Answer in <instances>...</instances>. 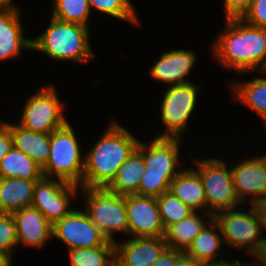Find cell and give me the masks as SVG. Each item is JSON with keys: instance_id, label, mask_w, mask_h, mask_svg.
I'll use <instances>...</instances> for the list:
<instances>
[{"instance_id": "1", "label": "cell", "mask_w": 266, "mask_h": 266, "mask_svg": "<svg viewBox=\"0 0 266 266\" xmlns=\"http://www.w3.org/2000/svg\"><path fill=\"white\" fill-rule=\"evenodd\" d=\"M221 67L239 74L266 71V28L255 27L241 18L225 19L224 28L211 44Z\"/></svg>"}, {"instance_id": "2", "label": "cell", "mask_w": 266, "mask_h": 266, "mask_svg": "<svg viewBox=\"0 0 266 266\" xmlns=\"http://www.w3.org/2000/svg\"><path fill=\"white\" fill-rule=\"evenodd\" d=\"M138 142L128 129L112 120L85 154L82 188H106L137 149Z\"/></svg>"}, {"instance_id": "3", "label": "cell", "mask_w": 266, "mask_h": 266, "mask_svg": "<svg viewBox=\"0 0 266 266\" xmlns=\"http://www.w3.org/2000/svg\"><path fill=\"white\" fill-rule=\"evenodd\" d=\"M182 140L156 137L149 143L139 140L137 150L143 155L145 171L137 195L159 197L169 191L171 181L184 169H178Z\"/></svg>"}, {"instance_id": "4", "label": "cell", "mask_w": 266, "mask_h": 266, "mask_svg": "<svg viewBox=\"0 0 266 266\" xmlns=\"http://www.w3.org/2000/svg\"><path fill=\"white\" fill-rule=\"evenodd\" d=\"M90 27L59 21L53 17L47 28L32 38V50L55 62L89 63L96 58L90 44Z\"/></svg>"}, {"instance_id": "5", "label": "cell", "mask_w": 266, "mask_h": 266, "mask_svg": "<svg viewBox=\"0 0 266 266\" xmlns=\"http://www.w3.org/2000/svg\"><path fill=\"white\" fill-rule=\"evenodd\" d=\"M79 144L70 122L50 133V154L46 165L42 168L43 176L82 188L85 153L82 155Z\"/></svg>"}, {"instance_id": "6", "label": "cell", "mask_w": 266, "mask_h": 266, "mask_svg": "<svg viewBox=\"0 0 266 266\" xmlns=\"http://www.w3.org/2000/svg\"><path fill=\"white\" fill-rule=\"evenodd\" d=\"M79 191L85 195V212L108 241L115 243L117 232L129 237L126 195L111 193L106 188H81Z\"/></svg>"}, {"instance_id": "7", "label": "cell", "mask_w": 266, "mask_h": 266, "mask_svg": "<svg viewBox=\"0 0 266 266\" xmlns=\"http://www.w3.org/2000/svg\"><path fill=\"white\" fill-rule=\"evenodd\" d=\"M245 209V211H244ZM233 208L217 212L213 219L220 228L225 246L227 248H244L251 256L264 241L259 216L254 208Z\"/></svg>"}, {"instance_id": "8", "label": "cell", "mask_w": 266, "mask_h": 266, "mask_svg": "<svg viewBox=\"0 0 266 266\" xmlns=\"http://www.w3.org/2000/svg\"><path fill=\"white\" fill-rule=\"evenodd\" d=\"M221 158L195 159V171L200 175L207 201V212L212 215L219 211L242 205L236 195L232 171Z\"/></svg>"}, {"instance_id": "9", "label": "cell", "mask_w": 266, "mask_h": 266, "mask_svg": "<svg viewBox=\"0 0 266 266\" xmlns=\"http://www.w3.org/2000/svg\"><path fill=\"white\" fill-rule=\"evenodd\" d=\"M193 82L168 86L163 93L160 107L161 122L165 127L156 138H182L188 127V120L197 106L201 86ZM183 135V136H182Z\"/></svg>"}, {"instance_id": "10", "label": "cell", "mask_w": 266, "mask_h": 266, "mask_svg": "<svg viewBox=\"0 0 266 266\" xmlns=\"http://www.w3.org/2000/svg\"><path fill=\"white\" fill-rule=\"evenodd\" d=\"M29 96L22 107L20 121H15L18 125L30 131L50 134L68 123L64 103L53 85H47Z\"/></svg>"}, {"instance_id": "11", "label": "cell", "mask_w": 266, "mask_h": 266, "mask_svg": "<svg viewBox=\"0 0 266 266\" xmlns=\"http://www.w3.org/2000/svg\"><path fill=\"white\" fill-rule=\"evenodd\" d=\"M80 189L77 185L43 176L36 181L31 206L54 225L73 210L71 199L78 196Z\"/></svg>"}, {"instance_id": "12", "label": "cell", "mask_w": 266, "mask_h": 266, "mask_svg": "<svg viewBox=\"0 0 266 266\" xmlns=\"http://www.w3.org/2000/svg\"><path fill=\"white\" fill-rule=\"evenodd\" d=\"M53 237L66 244L67 249L104 246L108 240L92 222L85 210L73 209L52 225Z\"/></svg>"}, {"instance_id": "13", "label": "cell", "mask_w": 266, "mask_h": 266, "mask_svg": "<svg viewBox=\"0 0 266 266\" xmlns=\"http://www.w3.org/2000/svg\"><path fill=\"white\" fill-rule=\"evenodd\" d=\"M253 156L243 157L242 161L230 167L235 192L242 205L266 200V154Z\"/></svg>"}, {"instance_id": "14", "label": "cell", "mask_w": 266, "mask_h": 266, "mask_svg": "<svg viewBox=\"0 0 266 266\" xmlns=\"http://www.w3.org/2000/svg\"><path fill=\"white\" fill-rule=\"evenodd\" d=\"M129 237H164L163 226L157 197L126 195Z\"/></svg>"}, {"instance_id": "15", "label": "cell", "mask_w": 266, "mask_h": 266, "mask_svg": "<svg viewBox=\"0 0 266 266\" xmlns=\"http://www.w3.org/2000/svg\"><path fill=\"white\" fill-rule=\"evenodd\" d=\"M197 57L193 50L171 49L163 52L151 66L149 75L156 81L169 86L192 82L188 79L196 65Z\"/></svg>"}, {"instance_id": "16", "label": "cell", "mask_w": 266, "mask_h": 266, "mask_svg": "<svg viewBox=\"0 0 266 266\" xmlns=\"http://www.w3.org/2000/svg\"><path fill=\"white\" fill-rule=\"evenodd\" d=\"M114 244L116 266H151L168 248L165 237H128Z\"/></svg>"}, {"instance_id": "17", "label": "cell", "mask_w": 266, "mask_h": 266, "mask_svg": "<svg viewBox=\"0 0 266 266\" xmlns=\"http://www.w3.org/2000/svg\"><path fill=\"white\" fill-rule=\"evenodd\" d=\"M12 215L16 222L18 246L40 249L53 238L52 224L35 207L23 208Z\"/></svg>"}, {"instance_id": "18", "label": "cell", "mask_w": 266, "mask_h": 266, "mask_svg": "<svg viewBox=\"0 0 266 266\" xmlns=\"http://www.w3.org/2000/svg\"><path fill=\"white\" fill-rule=\"evenodd\" d=\"M21 10L0 11V61L18 58L32 50V38L24 35Z\"/></svg>"}, {"instance_id": "19", "label": "cell", "mask_w": 266, "mask_h": 266, "mask_svg": "<svg viewBox=\"0 0 266 266\" xmlns=\"http://www.w3.org/2000/svg\"><path fill=\"white\" fill-rule=\"evenodd\" d=\"M195 167H185L170 183L169 191L194 211L207 212L204 185Z\"/></svg>"}, {"instance_id": "20", "label": "cell", "mask_w": 266, "mask_h": 266, "mask_svg": "<svg viewBox=\"0 0 266 266\" xmlns=\"http://www.w3.org/2000/svg\"><path fill=\"white\" fill-rule=\"evenodd\" d=\"M212 219L211 213L194 211L180 222L172 224L164 236L168 248L185 252Z\"/></svg>"}, {"instance_id": "21", "label": "cell", "mask_w": 266, "mask_h": 266, "mask_svg": "<svg viewBox=\"0 0 266 266\" xmlns=\"http://www.w3.org/2000/svg\"><path fill=\"white\" fill-rule=\"evenodd\" d=\"M222 248L224 249L226 247L220 228L215 220L212 219L193 240L185 253L192 257L197 263L221 261L230 258V256L223 257L226 252L223 253Z\"/></svg>"}, {"instance_id": "22", "label": "cell", "mask_w": 266, "mask_h": 266, "mask_svg": "<svg viewBox=\"0 0 266 266\" xmlns=\"http://www.w3.org/2000/svg\"><path fill=\"white\" fill-rule=\"evenodd\" d=\"M6 123L10 128L13 146L43 168L50 154V134L27 130L15 121Z\"/></svg>"}, {"instance_id": "23", "label": "cell", "mask_w": 266, "mask_h": 266, "mask_svg": "<svg viewBox=\"0 0 266 266\" xmlns=\"http://www.w3.org/2000/svg\"><path fill=\"white\" fill-rule=\"evenodd\" d=\"M36 181L0 178V213L13 214L31 206Z\"/></svg>"}, {"instance_id": "24", "label": "cell", "mask_w": 266, "mask_h": 266, "mask_svg": "<svg viewBox=\"0 0 266 266\" xmlns=\"http://www.w3.org/2000/svg\"><path fill=\"white\" fill-rule=\"evenodd\" d=\"M266 74V71L263 72ZM246 81H232L229 89L233 93V101L240 102L254 110L266 126V75Z\"/></svg>"}, {"instance_id": "25", "label": "cell", "mask_w": 266, "mask_h": 266, "mask_svg": "<svg viewBox=\"0 0 266 266\" xmlns=\"http://www.w3.org/2000/svg\"><path fill=\"white\" fill-rule=\"evenodd\" d=\"M144 169L143 155L136 149L122 164L115 178L106 189L111 193L122 196L136 194L145 171Z\"/></svg>"}, {"instance_id": "26", "label": "cell", "mask_w": 266, "mask_h": 266, "mask_svg": "<svg viewBox=\"0 0 266 266\" xmlns=\"http://www.w3.org/2000/svg\"><path fill=\"white\" fill-rule=\"evenodd\" d=\"M42 177V167L14 146L0 162V178L39 180Z\"/></svg>"}, {"instance_id": "27", "label": "cell", "mask_w": 266, "mask_h": 266, "mask_svg": "<svg viewBox=\"0 0 266 266\" xmlns=\"http://www.w3.org/2000/svg\"><path fill=\"white\" fill-rule=\"evenodd\" d=\"M70 266H116L115 244L108 241L104 246L68 250Z\"/></svg>"}, {"instance_id": "28", "label": "cell", "mask_w": 266, "mask_h": 266, "mask_svg": "<svg viewBox=\"0 0 266 266\" xmlns=\"http://www.w3.org/2000/svg\"><path fill=\"white\" fill-rule=\"evenodd\" d=\"M51 17L67 23L90 27L92 11L88 0H53Z\"/></svg>"}, {"instance_id": "29", "label": "cell", "mask_w": 266, "mask_h": 266, "mask_svg": "<svg viewBox=\"0 0 266 266\" xmlns=\"http://www.w3.org/2000/svg\"><path fill=\"white\" fill-rule=\"evenodd\" d=\"M91 11L97 9L99 12L109 15L114 19L131 22L140 25L136 7L131 0H88Z\"/></svg>"}, {"instance_id": "30", "label": "cell", "mask_w": 266, "mask_h": 266, "mask_svg": "<svg viewBox=\"0 0 266 266\" xmlns=\"http://www.w3.org/2000/svg\"><path fill=\"white\" fill-rule=\"evenodd\" d=\"M157 202L165 230L194 212V210L175 197L170 191L157 197Z\"/></svg>"}, {"instance_id": "31", "label": "cell", "mask_w": 266, "mask_h": 266, "mask_svg": "<svg viewBox=\"0 0 266 266\" xmlns=\"http://www.w3.org/2000/svg\"><path fill=\"white\" fill-rule=\"evenodd\" d=\"M18 246L16 222L12 214L0 213V254L13 258Z\"/></svg>"}, {"instance_id": "32", "label": "cell", "mask_w": 266, "mask_h": 266, "mask_svg": "<svg viewBox=\"0 0 266 266\" xmlns=\"http://www.w3.org/2000/svg\"><path fill=\"white\" fill-rule=\"evenodd\" d=\"M241 19L252 26L266 28V0H253Z\"/></svg>"}, {"instance_id": "33", "label": "cell", "mask_w": 266, "mask_h": 266, "mask_svg": "<svg viewBox=\"0 0 266 266\" xmlns=\"http://www.w3.org/2000/svg\"><path fill=\"white\" fill-rule=\"evenodd\" d=\"M253 0H224L225 19L242 18Z\"/></svg>"}, {"instance_id": "34", "label": "cell", "mask_w": 266, "mask_h": 266, "mask_svg": "<svg viewBox=\"0 0 266 266\" xmlns=\"http://www.w3.org/2000/svg\"><path fill=\"white\" fill-rule=\"evenodd\" d=\"M13 147V138L6 120H0V162Z\"/></svg>"}, {"instance_id": "35", "label": "cell", "mask_w": 266, "mask_h": 266, "mask_svg": "<svg viewBox=\"0 0 266 266\" xmlns=\"http://www.w3.org/2000/svg\"><path fill=\"white\" fill-rule=\"evenodd\" d=\"M182 251L167 248L151 266H174L176 258Z\"/></svg>"}, {"instance_id": "36", "label": "cell", "mask_w": 266, "mask_h": 266, "mask_svg": "<svg viewBox=\"0 0 266 266\" xmlns=\"http://www.w3.org/2000/svg\"><path fill=\"white\" fill-rule=\"evenodd\" d=\"M251 256L255 258L250 261L254 266H266V238Z\"/></svg>"}, {"instance_id": "37", "label": "cell", "mask_w": 266, "mask_h": 266, "mask_svg": "<svg viewBox=\"0 0 266 266\" xmlns=\"http://www.w3.org/2000/svg\"><path fill=\"white\" fill-rule=\"evenodd\" d=\"M254 208L259 216L263 235L265 234L264 238H266V231H263L266 230V200L254 204Z\"/></svg>"}, {"instance_id": "38", "label": "cell", "mask_w": 266, "mask_h": 266, "mask_svg": "<svg viewBox=\"0 0 266 266\" xmlns=\"http://www.w3.org/2000/svg\"><path fill=\"white\" fill-rule=\"evenodd\" d=\"M197 262L187 255L185 252H182L175 260L174 266H197Z\"/></svg>"}, {"instance_id": "39", "label": "cell", "mask_w": 266, "mask_h": 266, "mask_svg": "<svg viewBox=\"0 0 266 266\" xmlns=\"http://www.w3.org/2000/svg\"><path fill=\"white\" fill-rule=\"evenodd\" d=\"M239 260L235 258L234 261H227V259L221 261H208V262H199L197 266H238Z\"/></svg>"}, {"instance_id": "40", "label": "cell", "mask_w": 266, "mask_h": 266, "mask_svg": "<svg viewBox=\"0 0 266 266\" xmlns=\"http://www.w3.org/2000/svg\"><path fill=\"white\" fill-rule=\"evenodd\" d=\"M14 0H0V11L21 10L18 5L13 3Z\"/></svg>"}, {"instance_id": "41", "label": "cell", "mask_w": 266, "mask_h": 266, "mask_svg": "<svg viewBox=\"0 0 266 266\" xmlns=\"http://www.w3.org/2000/svg\"><path fill=\"white\" fill-rule=\"evenodd\" d=\"M12 260L11 256L0 254V266H13Z\"/></svg>"}, {"instance_id": "42", "label": "cell", "mask_w": 266, "mask_h": 266, "mask_svg": "<svg viewBox=\"0 0 266 266\" xmlns=\"http://www.w3.org/2000/svg\"><path fill=\"white\" fill-rule=\"evenodd\" d=\"M238 266H254V265L250 262L247 263L245 260H243V262L240 260Z\"/></svg>"}]
</instances>
